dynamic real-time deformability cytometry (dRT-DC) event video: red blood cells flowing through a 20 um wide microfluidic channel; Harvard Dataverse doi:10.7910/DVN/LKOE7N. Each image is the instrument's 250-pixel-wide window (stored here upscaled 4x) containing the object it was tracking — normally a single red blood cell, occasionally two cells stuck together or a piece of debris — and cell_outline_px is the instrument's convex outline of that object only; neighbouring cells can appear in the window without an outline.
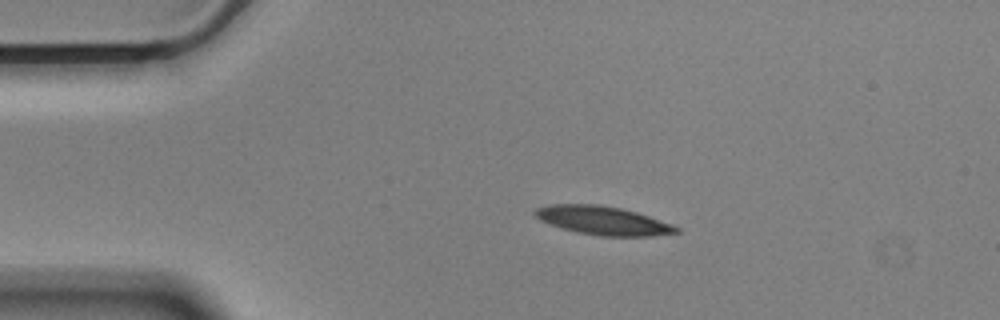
{"species": "Egyptian fruit bat (a non-hibernating species)", "species_latin": "Rousettus aegyptiacus", "temperature_condition": "cold", "stored_images_in_passage": 46, "camera_frame_rate_fps": 3000, "um_per_image_px": 0.085, "animal": {"sex": "male"}, "frame": {"image": 1, "passage_image": 1, "time_ms": 0.0, "image_size_px": [1000, 320], "cell_outline_px": [[680, 232], [652, 236], [600, 236], [576, 232], [540, 220], [532, 212], [536, 208], [548, 204], [596, 204], [620, 208], [636, 212], [672, 224], [680, 228]], "centroid_in_image_um": [51.25, 18.74], "position_along_channel_um": 33.7, "area_um2": 23.41}}
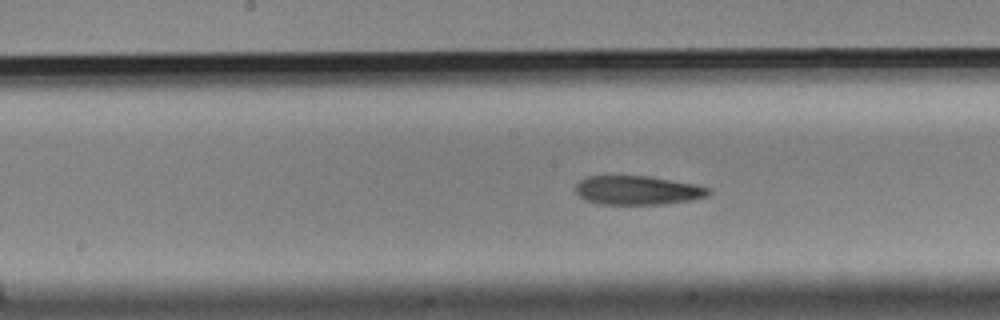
{"frame": {"image": 2, "passage_image": 18, "time_ms": 5.667, "image_size_px": [1000, 320], "cell_outline_px": [[712, 192], [708, 196], [692, 200], [660, 204], [600, 204], [588, 200], [580, 196], [576, 192], [576, 184], [580, 180], [588, 176], [648, 176], [696, 184], [712, 188]], "centroid_in_image_um": [54.25, 16.17], "position_along_channel_um": 193.9, "area_um2": 22.43}}
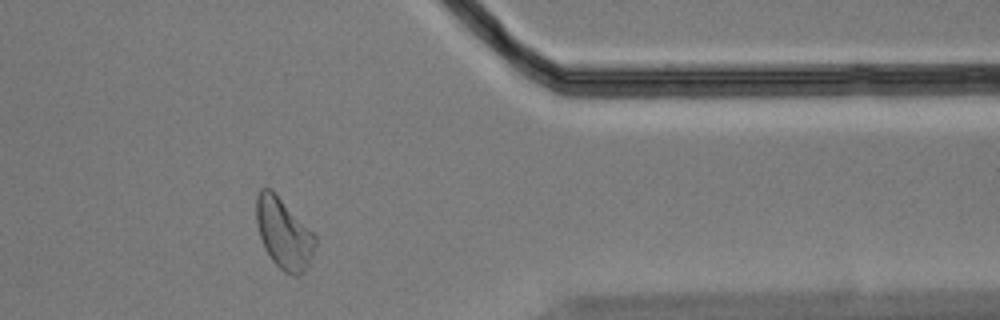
{"frame": {"image": 3, "passage_image": 36, "time_ms": 11.667, "image_size_px": [1000, 320], "cell_outline_px": [[316, 244], [312, 256], [308, 264], [300, 276], [292, 276], [284, 272], [272, 260], [264, 248], [260, 236], [256, 220], [256, 196], [260, 188], [272, 188], [316, 236]], "centroid_in_image_um": [24.1, 19.83], "position_along_channel_um": 387.3, "area_um2": 24.22}, "authors_computed_cell_mechanics": {"area_um2": 23.6113, "velocity_mm_per_s": 3.5186, "shape_relaxation_time_tau1_ms": 3.5561, "shape_relaxation_time_tau2_ms": 4.3996, "deformation_change_tau1": 0.1476, "deformation_change_tau2": 0.1352}}